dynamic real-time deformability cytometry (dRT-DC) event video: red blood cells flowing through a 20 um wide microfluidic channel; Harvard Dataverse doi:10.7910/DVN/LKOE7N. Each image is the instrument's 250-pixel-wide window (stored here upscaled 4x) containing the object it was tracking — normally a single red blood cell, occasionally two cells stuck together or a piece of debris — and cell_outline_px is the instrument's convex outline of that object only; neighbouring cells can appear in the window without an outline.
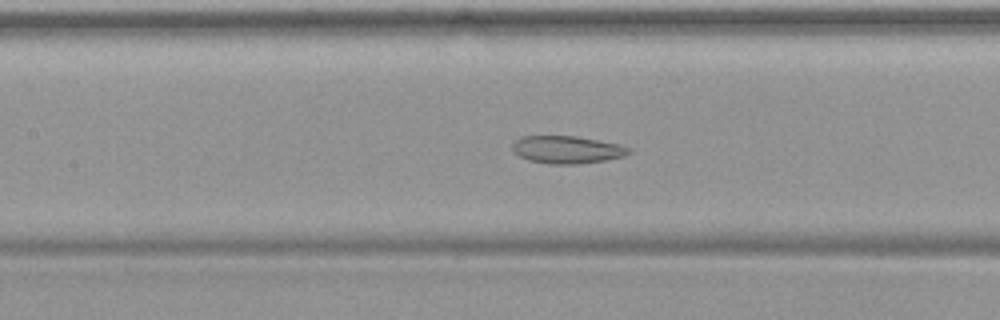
{"species": "common noctule bat (a hibernating species)", "species_latin": "Nyctalus noctula", "temperature_condition": "warm", "stored_images_in_passage": 49, "camera_frame_rate_fps": 3000, "um_per_image_px": 0.085, "animal": {"sex": "female", "body_mass_g": 19.9}, "frame": {"image": 1, "passage_image": 23, "time_ms": 7.333, "image_size_px": [1000, 320], "cell_outline_px": [[632, 152], [624, 156], [604, 160], [576, 164], [548, 164], [528, 160], [512, 152], [512, 144], [520, 136], [576, 136], [620, 144], [632, 148]], "centroid_in_image_um": [48.19, 12.72], "position_along_channel_um": 159.2, "area_um2": 18.84}}
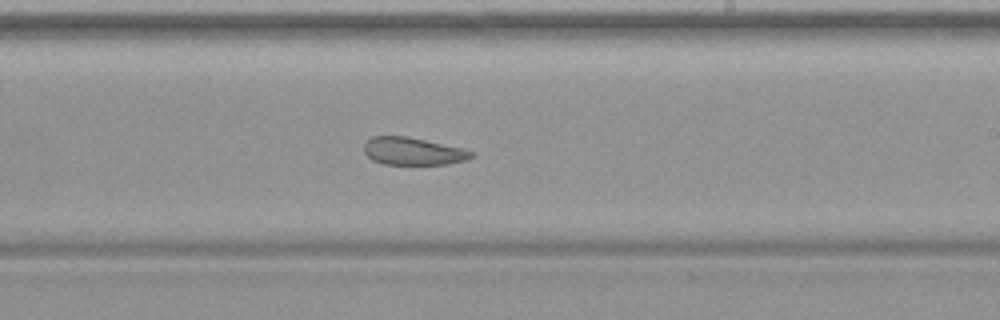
{"frame": {"image": 2, "passage_image": 30, "time_ms": 9.667, "image_size_px": [1000, 320], "cell_outline_px": [[472, 156], [464, 160], [448, 164], [384, 164], [372, 160], [364, 152], [364, 144], [372, 136], [408, 136], [464, 148], [472, 152]], "centroid_in_image_um": [35.08, 12.84], "position_along_channel_um": 253.9, "area_um2": 17.17}}
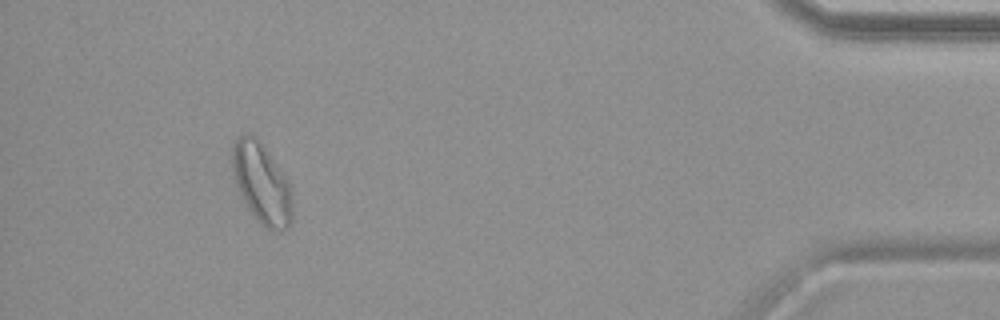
{"frame": {"image": 3, "passage_image": 46, "time_ms": 15.0, "image_size_px": [1000, 320], "cell_outline_px": [[292, 220], [284, 228], [272, 232], [260, 224], [256, 220], [240, 196], [232, 176], [232, 144], [244, 132], [252, 132], [260, 140], [288, 180], [292, 192]], "centroid_in_image_um": [22.21, 15.55], "position_along_channel_um": 413.0, "area_um2": 28.67}}